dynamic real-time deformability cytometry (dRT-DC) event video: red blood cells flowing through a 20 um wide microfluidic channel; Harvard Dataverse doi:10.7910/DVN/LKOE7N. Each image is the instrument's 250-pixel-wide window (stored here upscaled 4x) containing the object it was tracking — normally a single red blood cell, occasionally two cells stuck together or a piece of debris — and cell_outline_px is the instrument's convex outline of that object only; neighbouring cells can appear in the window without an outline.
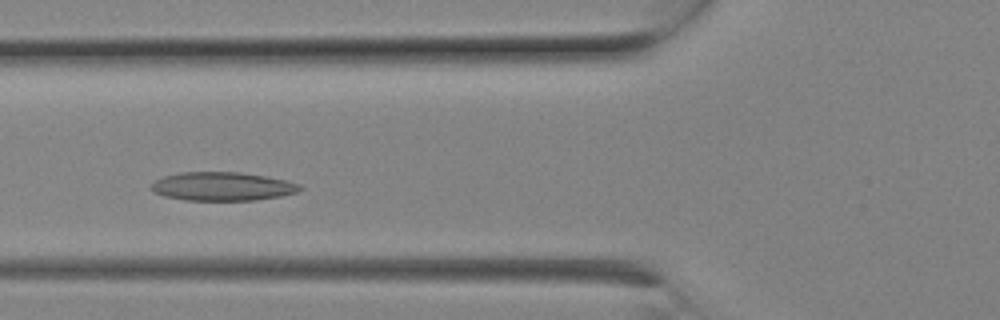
{"species": "Egyptian fruit bat (a non-hibernating species)", "species_latin": "Rousettus aegyptiacus", "temperature_condition": "room temperature", "stored_images_in_passage": 3, "camera_frame_rate_fps": 3000, "um_per_image_px": 0.085, "animal": {"sex": "female"}, "frame": {"image": 1, "passage_image": 2, "time_ms": 0.333, "image_size_px": [1000, 320], "cell_outline_px": [[304, 188], [296, 192], [280, 196], [256, 200], [184, 200], [164, 196], [156, 192], [152, 188], [152, 184], [156, 180], [164, 176], [180, 172], [240, 172], [264, 176], [284, 180], [300, 184]], "centroid_in_image_um": [18.92, 15.84], "position_along_channel_um": 106.9, "area_um2": 24.57}}
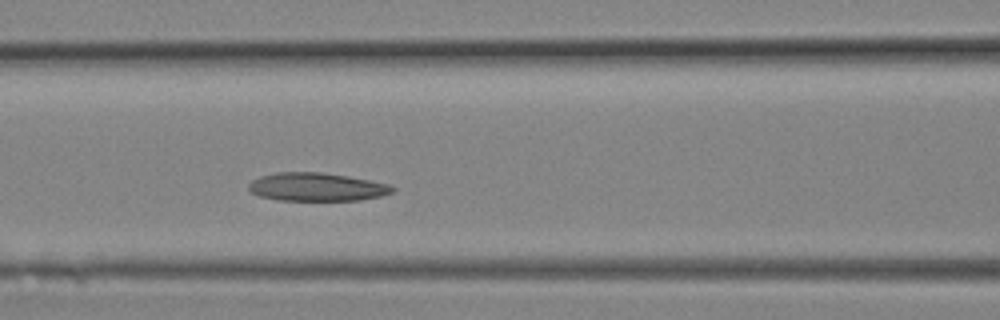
{"frame": {"image": 2, "passage_image": 3, "time_ms": 0.667, "image_size_px": [1000, 320], "cell_outline_px": [[396, 188], [392, 192], [380, 196], [360, 200], [276, 200], [260, 196], [252, 192], [248, 188], [248, 184], [252, 180], [260, 176], [276, 172], [320, 172], [348, 176], [388, 184]], "centroid_in_image_um": [26.89, 15.89], "position_along_channel_um": 139.7, "area_um2": 23.58}}